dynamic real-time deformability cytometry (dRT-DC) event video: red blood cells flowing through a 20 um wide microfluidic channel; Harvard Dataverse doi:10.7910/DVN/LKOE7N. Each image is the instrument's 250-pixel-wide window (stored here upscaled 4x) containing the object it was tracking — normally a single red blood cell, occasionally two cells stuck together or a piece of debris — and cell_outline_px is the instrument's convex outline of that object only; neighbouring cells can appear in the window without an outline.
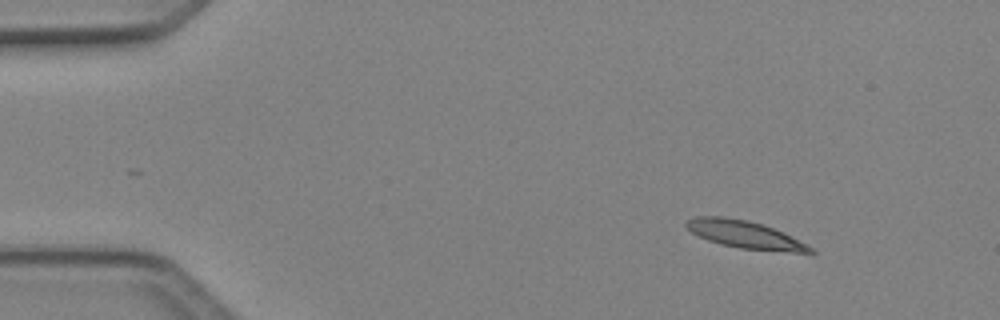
{"species": "Egyptian fruit bat (a non-hibernating species)", "species_latin": "Rousettus aegyptiacus", "temperature_condition": "cold", "stored_images_in_passage": 5, "camera_frame_rate_fps": 3000, "um_per_image_px": 0.085, "animal": {"sex": "female"}, "frame": {"image": 1, "passage_image": 1, "time_ms": 0.0, "image_size_px": [1000, 320], "cell_outline_px": [[816, 252], [792, 252], [740, 248], [720, 244], [708, 240], [692, 232], [684, 224], [688, 220], [696, 216], [724, 216], [748, 220], [764, 224], [784, 232], [812, 248]], "centroid_in_image_um": [63.29, 19.92], "position_along_channel_um": 21.7, "area_um2": 19.71}}
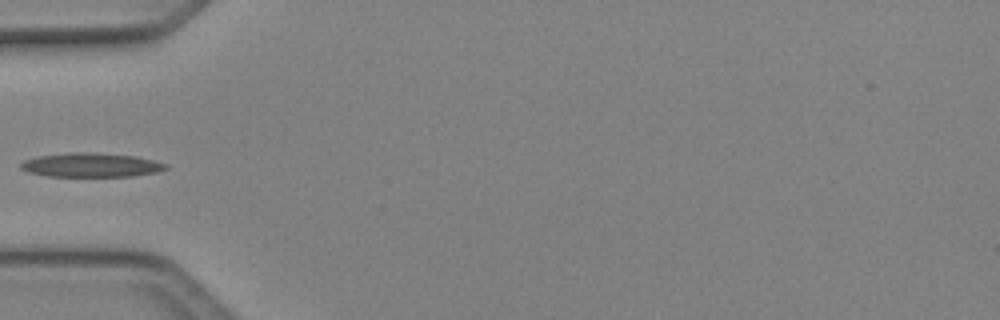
{"frame": {"image": 2, "passage_image": 4, "time_ms": 1.0, "image_size_px": [1000, 320], "cell_outline_px": [[168, 168], [156, 172], [132, 176], [48, 176], [28, 172], [20, 168], [20, 164], [24, 160], [36, 156], [68, 152], [92, 152], [136, 156], [168, 164]], "centroid_in_image_um": [7.71, 14.02], "position_along_channel_um": 77.3, "area_um2": 20.4}}
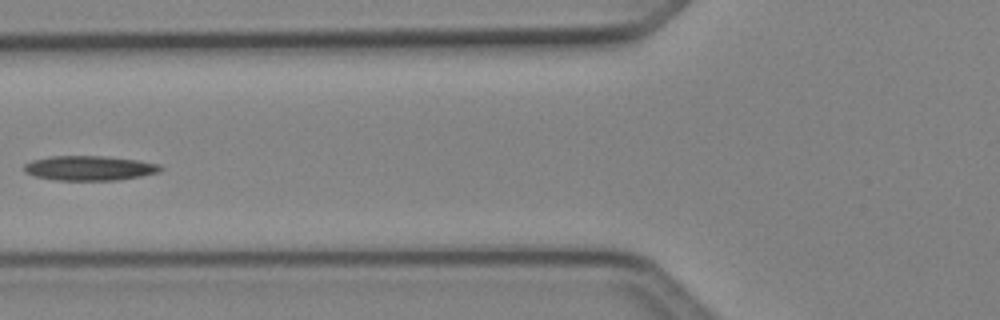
{"frame": {"image": 3, "passage_image": 5, "time_ms": 1.333, "image_size_px": [1000, 320], "cell_outline_px": [[164, 168], [160, 172], [140, 176], [116, 180], [56, 180], [36, 176], [24, 172], [24, 164], [32, 160], [52, 156], [104, 156], [136, 160], [160, 164]], "centroid_in_image_um": [7.61, 14.29], "position_along_channel_um": 118.2, "area_um2": 19.54}}